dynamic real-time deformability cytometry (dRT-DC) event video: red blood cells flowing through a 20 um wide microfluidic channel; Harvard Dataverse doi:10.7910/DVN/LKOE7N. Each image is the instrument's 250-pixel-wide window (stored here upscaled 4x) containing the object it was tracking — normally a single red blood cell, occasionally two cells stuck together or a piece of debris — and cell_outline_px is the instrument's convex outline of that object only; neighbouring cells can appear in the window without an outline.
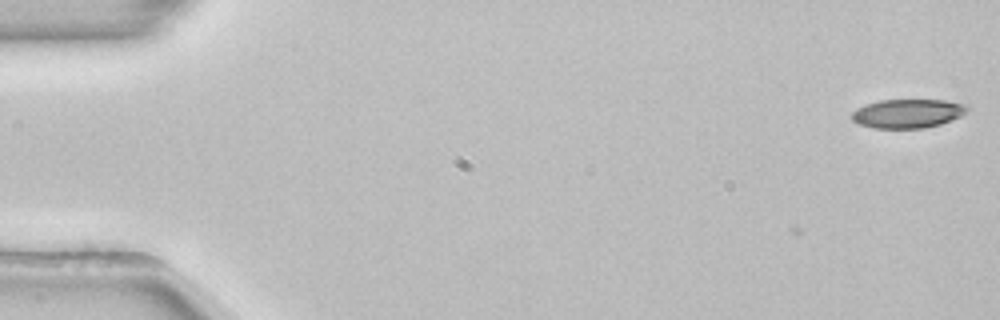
{"species": "common noctule bat (a hibernating species)", "species_latin": "Nyctalus noctula", "temperature_condition": "room temperature", "stored_images_in_passage": 5, "camera_frame_rate_fps": 3000, "um_per_image_px": 0.085, "animal": {"sex": "female", "body_mass_g": 22.7, "forearm_length_mm": 54.2}, "frame": {"image": 1, "passage_image": 5, "time_ms": 1.333, "image_size_px": [1000, 320], "cell_outline_px": [[968, 108], [960, 116], [940, 124], [924, 128], [872, 128], [860, 124], [852, 120], [852, 112], [864, 104], [880, 100], [944, 100], [968, 104]], "centroid_in_image_um": [77.14, 9.64], "position_along_channel_um": 7.9, "area_um2": 19.36}}